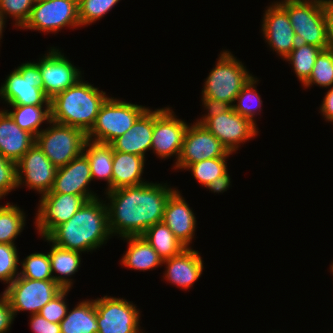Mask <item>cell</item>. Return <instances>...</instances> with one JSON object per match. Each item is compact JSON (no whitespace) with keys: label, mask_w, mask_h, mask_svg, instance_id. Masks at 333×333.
I'll list each match as a JSON object with an SVG mask.
<instances>
[{"label":"cell","mask_w":333,"mask_h":333,"mask_svg":"<svg viewBox=\"0 0 333 333\" xmlns=\"http://www.w3.org/2000/svg\"><path fill=\"white\" fill-rule=\"evenodd\" d=\"M36 0H0V11L5 20L7 15L15 20L16 28H21L31 13Z\"/></svg>","instance_id":"f35d334b"},{"label":"cell","mask_w":333,"mask_h":333,"mask_svg":"<svg viewBox=\"0 0 333 333\" xmlns=\"http://www.w3.org/2000/svg\"><path fill=\"white\" fill-rule=\"evenodd\" d=\"M203 263L199 251L193 250L191 246L185 248L179 255L163 260L166 265L164 279L172 285L188 290L201 277Z\"/></svg>","instance_id":"44dd1931"},{"label":"cell","mask_w":333,"mask_h":333,"mask_svg":"<svg viewBox=\"0 0 333 333\" xmlns=\"http://www.w3.org/2000/svg\"><path fill=\"white\" fill-rule=\"evenodd\" d=\"M202 105H204L207 114H203L200 119L196 120V123L203 125L209 118L216 117L224 112H227L232 106L217 99L202 97Z\"/></svg>","instance_id":"b9f144b4"},{"label":"cell","mask_w":333,"mask_h":333,"mask_svg":"<svg viewBox=\"0 0 333 333\" xmlns=\"http://www.w3.org/2000/svg\"><path fill=\"white\" fill-rule=\"evenodd\" d=\"M203 125L231 153L236 152L241 143L244 144L258 134L257 125L235 112L232 107L227 112L209 118Z\"/></svg>","instance_id":"e0dca14e"},{"label":"cell","mask_w":333,"mask_h":333,"mask_svg":"<svg viewBox=\"0 0 333 333\" xmlns=\"http://www.w3.org/2000/svg\"><path fill=\"white\" fill-rule=\"evenodd\" d=\"M16 164L18 188L21 185L27 186L41 196L51 191L57 168L36 144Z\"/></svg>","instance_id":"2e32d148"},{"label":"cell","mask_w":333,"mask_h":333,"mask_svg":"<svg viewBox=\"0 0 333 333\" xmlns=\"http://www.w3.org/2000/svg\"><path fill=\"white\" fill-rule=\"evenodd\" d=\"M19 264L16 245L0 243V281L11 284L19 276Z\"/></svg>","instance_id":"74e56055"},{"label":"cell","mask_w":333,"mask_h":333,"mask_svg":"<svg viewBox=\"0 0 333 333\" xmlns=\"http://www.w3.org/2000/svg\"><path fill=\"white\" fill-rule=\"evenodd\" d=\"M162 222L174 233L175 237L186 247L195 235L196 217L182 194L177 189L168 199Z\"/></svg>","instance_id":"ffe728a7"},{"label":"cell","mask_w":333,"mask_h":333,"mask_svg":"<svg viewBox=\"0 0 333 333\" xmlns=\"http://www.w3.org/2000/svg\"><path fill=\"white\" fill-rule=\"evenodd\" d=\"M62 288L54 280H32L16 277L4 290L10 302L14 317L20 311H29L30 315L39 314Z\"/></svg>","instance_id":"30bf717a"},{"label":"cell","mask_w":333,"mask_h":333,"mask_svg":"<svg viewBox=\"0 0 333 333\" xmlns=\"http://www.w3.org/2000/svg\"><path fill=\"white\" fill-rule=\"evenodd\" d=\"M13 310L5 293L0 295V333H6L10 330L11 324L14 321Z\"/></svg>","instance_id":"ee69618b"},{"label":"cell","mask_w":333,"mask_h":333,"mask_svg":"<svg viewBox=\"0 0 333 333\" xmlns=\"http://www.w3.org/2000/svg\"><path fill=\"white\" fill-rule=\"evenodd\" d=\"M36 137L35 144L58 169L83 153L87 134L81 129L49 122Z\"/></svg>","instance_id":"ba28073f"},{"label":"cell","mask_w":333,"mask_h":333,"mask_svg":"<svg viewBox=\"0 0 333 333\" xmlns=\"http://www.w3.org/2000/svg\"><path fill=\"white\" fill-rule=\"evenodd\" d=\"M30 328L33 333H61L60 324L49 322L40 314L31 315Z\"/></svg>","instance_id":"7bdbcfd3"},{"label":"cell","mask_w":333,"mask_h":333,"mask_svg":"<svg viewBox=\"0 0 333 333\" xmlns=\"http://www.w3.org/2000/svg\"><path fill=\"white\" fill-rule=\"evenodd\" d=\"M19 276L32 280H53L51 261L46 253H31L21 262Z\"/></svg>","instance_id":"d590c367"},{"label":"cell","mask_w":333,"mask_h":333,"mask_svg":"<svg viewBox=\"0 0 333 333\" xmlns=\"http://www.w3.org/2000/svg\"><path fill=\"white\" fill-rule=\"evenodd\" d=\"M149 107L108 97L102 104L87 139L110 144L125 134Z\"/></svg>","instance_id":"8992f818"},{"label":"cell","mask_w":333,"mask_h":333,"mask_svg":"<svg viewBox=\"0 0 333 333\" xmlns=\"http://www.w3.org/2000/svg\"><path fill=\"white\" fill-rule=\"evenodd\" d=\"M289 16L298 43L328 49L323 0L277 1Z\"/></svg>","instance_id":"277c9868"},{"label":"cell","mask_w":333,"mask_h":333,"mask_svg":"<svg viewBox=\"0 0 333 333\" xmlns=\"http://www.w3.org/2000/svg\"><path fill=\"white\" fill-rule=\"evenodd\" d=\"M14 109L5 110L16 124L23 130L28 131L35 137L43 130L40 129L42 123L47 124L51 121L50 106H35V105H11Z\"/></svg>","instance_id":"4dcf8cb0"},{"label":"cell","mask_w":333,"mask_h":333,"mask_svg":"<svg viewBox=\"0 0 333 333\" xmlns=\"http://www.w3.org/2000/svg\"><path fill=\"white\" fill-rule=\"evenodd\" d=\"M219 55L204 82L202 97L225 101L233 106L236 96L253 75L230 51H221Z\"/></svg>","instance_id":"5b68a950"},{"label":"cell","mask_w":333,"mask_h":333,"mask_svg":"<svg viewBox=\"0 0 333 333\" xmlns=\"http://www.w3.org/2000/svg\"><path fill=\"white\" fill-rule=\"evenodd\" d=\"M35 144V136L21 129L11 116L0 110V154L17 163Z\"/></svg>","instance_id":"7402d4cb"},{"label":"cell","mask_w":333,"mask_h":333,"mask_svg":"<svg viewBox=\"0 0 333 333\" xmlns=\"http://www.w3.org/2000/svg\"><path fill=\"white\" fill-rule=\"evenodd\" d=\"M82 79L51 99L50 111L51 121L81 129L87 134L109 96Z\"/></svg>","instance_id":"3957f363"},{"label":"cell","mask_w":333,"mask_h":333,"mask_svg":"<svg viewBox=\"0 0 333 333\" xmlns=\"http://www.w3.org/2000/svg\"><path fill=\"white\" fill-rule=\"evenodd\" d=\"M218 157L191 164L186 170L201 184L214 193H223L231 185L226 159Z\"/></svg>","instance_id":"cb8c5ba5"},{"label":"cell","mask_w":333,"mask_h":333,"mask_svg":"<svg viewBox=\"0 0 333 333\" xmlns=\"http://www.w3.org/2000/svg\"><path fill=\"white\" fill-rule=\"evenodd\" d=\"M5 22H6L5 18H4L3 14L0 11V40L2 39V36H3L2 34H3V29H4V26H5Z\"/></svg>","instance_id":"7dc6e473"},{"label":"cell","mask_w":333,"mask_h":333,"mask_svg":"<svg viewBox=\"0 0 333 333\" xmlns=\"http://www.w3.org/2000/svg\"><path fill=\"white\" fill-rule=\"evenodd\" d=\"M176 190L167 183L146 182L107 191L112 236H141L150 226L162 222L167 201Z\"/></svg>","instance_id":"6da1fadb"},{"label":"cell","mask_w":333,"mask_h":333,"mask_svg":"<svg viewBox=\"0 0 333 333\" xmlns=\"http://www.w3.org/2000/svg\"><path fill=\"white\" fill-rule=\"evenodd\" d=\"M106 201L99 197L86 201L67 222L55 227L43 239L80 253L92 252L106 244L112 236Z\"/></svg>","instance_id":"7a4b0ae2"},{"label":"cell","mask_w":333,"mask_h":333,"mask_svg":"<svg viewBox=\"0 0 333 333\" xmlns=\"http://www.w3.org/2000/svg\"><path fill=\"white\" fill-rule=\"evenodd\" d=\"M174 114L169 106L153 110L151 150L164 160L175 155L177 163L188 124Z\"/></svg>","instance_id":"7c38bea8"},{"label":"cell","mask_w":333,"mask_h":333,"mask_svg":"<svg viewBox=\"0 0 333 333\" xmlns=\"http://www.w3.org/2000/svg\"><path fill=\"white\" fill-rule=\"evenodd\" d=\"M325 97L320 106V112L325 120L333 122V86L325 93Z\"/></svg>","instance_id":"f6af8a7d"},{"label":"cell","mask_w":333,"mask_h":333,"mask_svg":"<svg viewBox=\"0 0 333 333\" xmlns=\"http://www.w3.org/2000/svg\"><path fill=\"white\" fill-rule=\"evenodd\" d=\"M324 11L327 24L328 49L333 50V2H324Z\"/></svg>","instance_id":"bcb514c9"},{"label":"cell","mask_w":333,"mask_h":333,"mask_svg":"<svg viewBox=\"0 0 333 333\" xmlns=\"http://www.w3.org/2000/svg\"><path fill=\"white\" fill-rule=\"evenodd\" d=\"M18 188L17 164L0 154V199Z\"/></svg>","instance_id":"60d3db41"},{"label":"cell","mask_w":333,"mask_h":333,"mask_svg":"<svg viewBox=\"0 0 333 333\" xmlns=\"http://www.w3.org/2000/svg\"><path fill=\"white\" fill-rule=\"evenodd\" d=\"M141 236L153 247L162 260L177 256L186 248L163 222L150 226Z\"/></svg>","instance_id":"f546056e"},{"label":"cell","mask_w":333,"mask_h":333,"mask_svg":"<svg viewBox=\"0 0 333 333\" xmlns=\"http://www.w3.org/2000/svg\"><path fill=\"white\" fill-rule=\"evenodd\" d=\"M324 2H330V1H332L333 2V0H323Z\"/></svg>","instance_id":"c3c4849f"},{"label":"cell","mask_w":333,"mask_h":333,"mask_svg":"<svg viewBox=\"0 0 333 333\" xmlns=\"http://www.w3.org/2000/svg\"><path fill=\"white\" fill-rule=\"evenodd\" d=\"M0 97L9 106H50L38 63L30 61L15 68L1 85Z\"/></svg>","instance_id":"52a82bcc"},{"label":"cell","mask_w":333,"mask_h":333,"mask_svg":"<svg viewBox=\"0 0 333 333\" xmlns=\"http://www.w3.org/2000/svg\"><path fill=\"white\" fill-rule=\"evenodd\" d=\"M98 333H144L140 328V310L123 298L105 295L95 299Z\"/></svg>","instance_id":"8fae6325"},{"label":"cell","mask_w":333,"mask_h":333,"mask_svg":"<svg viewBox=\"0 0 333 333\" xmlns=\"http://www.w3.org/2000/svg\"><path fill=\"white\" fill-rule=\"evenodd\" d=\"M61 333H98L95 300H83L69 311L60 322Z\"/></svg>","instance_id":"f1b7e54d"},{"label":"cell","mask_w":333,"mask_h":333,"mask_svg":"<svg viewBox=\"0 0 333 333\" xmlns=\"http://www.w3.org/2000/svg\"><path fill=\"white\" fill-rule=\"evenodd\" d=\"M25 216L23 210L13 203L0 205V243L15 244V239L25 227Z\"/></svg>","instance_id":"1f68e13d"},{"label":"cell","mask_w":333,"mask_h":333,"mask_svg":"<svg viewBox=\"0 0 333 333\" xmlns=\"http://www.w3.org/2000/svg\"><path fill=\"white\" fill-rule=\"evenodd\" d=\"M64 27H81L78 0H36L29 18L20 29L57 33Z\"/></svg>","instance_id":"9c48e42d"},{"label":"cell","mask_w":333,"mask_h":333,"mask_svg":"<svg viewBox=\"0 0 333 333\" xmlns=\"http://www.w3.org/2000/svg\"><path fill=\"white\" fill-rule=\"evenodd\" d=\"M120 0H78V17L81 27L103 18Z\"/></svg>","instance_id":"8d00e7d4"},{"label":"cell","mask_w":333,"mask_h":333,"mask_svg":"<svg viewBox=\"0 0 333 333\" xmlns=\"http://www.w3.org/2000/svg\"><path fill=\"white\" fill-rule=\"evenodd\" d=\"M323 49L314 45L297 43L284 59L292 65L294 73L303 85L310 77L316 58Z\"/></svg>","instance_id":"d6a6232c"},{"label":"cell","mask_w":333,"mask_h":333,"mask_svg":"<svg viewBox=\"0 0 333 333\" xmlns=\"http://www.w3.org/2000/svg\"><path fill=\"white\" fill-rule=\"evenodd\" d=\"M81 195L46 193L40 197L35 226L41 238L67 222L86 202Z\"/></svg>","instance_id":"5bb4252c"},{"label":"cell","mask_w":333,"mask_h":333,"mask_svg":"<svg viewBox=\"0 0 333 333\" xmlns=\"http://www.w3.org/2000/svg\"><path fill=\"white\" fill-rule=\"evenodd\" d=\"M317 85L326 89L333 86V50H322L316 58L309 79L302 85L304 88Z\"/></svg>","instance_id":"e575fe53"},{"label":"cell","mask_w":333,"mask_h":333,"mask_svg":"<svg viewBox=\"0 0 333 333\" xmlns=\"http://www.w3.org/2000/svg\"><path fill=\"white\" fill-rule=\"evenodd\" d=\"M39 58L37 62L43 80V91L51 100L56 95L75 85L82 74L64 54L55 47Z\"/></svg>","instance_id":"9a60e30c"},{"label":"cell","mask_w":333,"mask_h":333,"mask_svg":"<svg viewBox=\"0 0 333 333\" xmlns=\"http://www.w3.org/2000/svg\"><path fill=\"white\" fill-rule=\"evenodd\" d=\"M190 125L185 131L181 153L174 165L175 170H186L196 162L233 154L204 125L196 122Z\"/></svg>","instance_id":"4fadbf2b"},{"label":"cell","mask_w":333,"mask_h":333,"mask_svg":"<svg viewBox=\"0 0 333 333\" xmlns=\"http://www.w3.org/2000/svg\"><path fill=\"white\" fill-rule=\"evenodd\" d=\"M48 252L51 261V272L53 280L62 289H71L73 279L69 276L74 275L81 267L80 252L64 249L52 243ZM54 272L58 274V276Z\"/></svg>","instance_id":"83f0119b"},{"label":"cell","mask_w":333,"mask_h":333,"mask_svg":"<svg viewBox=\"0 0 333 333\" xmlns=\"http://www.w3.org/2000/svg\"><path fill=\"white\" fill-rule=\"evenodd\" d=\"M153 136V110L147 109L123 135L110 144L114 151L140 155L151 150Z\"/></svg>","instance_id":"603a6c76"},{"label":"cell","mask_w":333,"mask_h":333,"mask_svg":"<svg viewBox=\"0 0 333 333\" xmlns=\"http://www.w3.org/2000/svg\"><path fill=\"white\" fill-rule=\"evenodd\" d=\"M69 291L70 289H62L43 308H41L39 314L49 322L60 324L69 309L65 301Z\"/></svg>","instance_id":"ab89813d"},{"label":"cell","mask_w":333,"mask_h":333,"mask_svg":"<svg viewBox=\"0 0 333 333\" xmlns=\"http://www.w3.org/2000/svg\"><path fill=\"white\" fill-rule=\"evenodd\" d=\"M144 164L145 158L140 155L113 150L112 190L148 182L142 178Z\"/></svg>","instance_id":"d4e9b609"},{"label":"cell","mask_w":333,"mask_h":333,"mask_svg":"<svg viewBox=\"0 0 333 333\" xmlns=\"http://www.w3.org/2000/svg\"><path fill=\"white\" fill-rule=\"evenodd\" d=\"M92 174L88 159L84 153L74 158L64 167L58 168L53 187L49 193L81 195L87 201L99 196L89 190Z\"/></svg>","instance_id":"d6986e66"},{"label":"cell","mask_w":333,"mask_h":333,"mask_svg":"<svg viewBox=\"0 0 333 333\" xmlns=\"http://www.w3.org/2000/svg\"><path fill=\"white\" fill-rule=\"evenodd\" d=\"M330 270H331V271H333V263H332V265H331V268H330Z\"/></svg>","instance_id":"681fc988"},{"label":"cell","mask_w":333,"mask_h":333,"mask_svg":"<svg viewBox=\"0 0 333 333\" xmlns=\"http://www.w3.org/2000/svg\"><path fill=\"white\" fill-rule=\"evenodd\" d=\"M123 239L129 245L121 259V265L143 272L163 266L162 258L142 236H128Z\"/></svg>","instance_id":"484cf974"},{"label":"cell","mask_w":333,"mask_h":333,"mask_svg":"<svg viewBox=\"0 0 333 333\" xmlns=\"http://www.w3.org/2000/svg\"><path fill=\"white\" fill-rule=\"evenodd\" d=\"M258 79L252 76L247 83L242 87L240 93L236 96L235 102L232 106L233 110L239 113L241 116L248 118L256 124V114L261 113L262 99L261 95L257 92ZM237 103V104H235Z\"/></svg>","instance_id":"836d02e7"},{"label":"cell","mask_w":333,"mask_h":333,"mask_svg":"<svg viewBox=\"0 0 333 333\" xmlns=\"http://www.w3.org/2000/svg\"><path fill=\"white\" fill-rule=\"evenodd\" d=\"M83 153L86 155L92 174V180H105L107 191H112L113 148L111 144L87 139Z\"/></svg>","instance_id":"4316f807"},{"label":"cell","mask_w":333,"mask_h":333,"mask_svg":"<svg viewBox=\"0 0 333 333\" xmlns=\"http://www.w3.org/2000/svg\"><path fill=\"white\" fill-rule=\"evenodd\" d=\"M263 14V37L268 46L284 60L298 43L287 11L276 1Z\"/></svg>","instance_id":"ac0fdd59"}]
</instances>
